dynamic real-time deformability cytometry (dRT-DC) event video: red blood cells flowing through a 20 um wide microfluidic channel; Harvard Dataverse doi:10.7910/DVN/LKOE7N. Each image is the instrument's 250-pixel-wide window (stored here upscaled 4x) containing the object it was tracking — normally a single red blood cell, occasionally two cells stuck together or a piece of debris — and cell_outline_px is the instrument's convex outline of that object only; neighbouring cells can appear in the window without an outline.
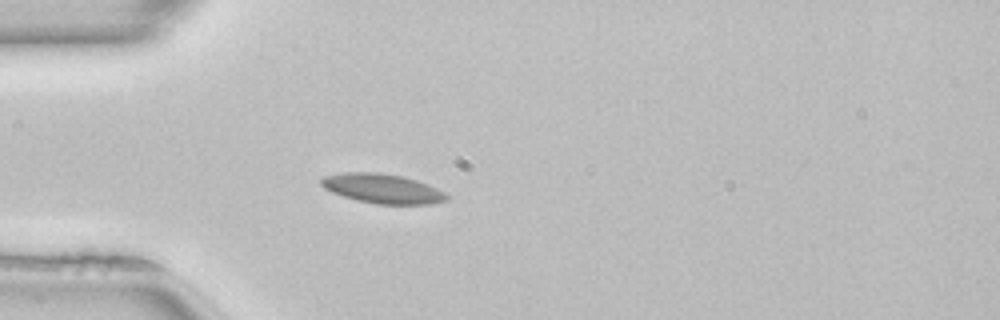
{"species": "common noctule bat (a hibernating species)", "species_latin": "Nyctalus noctula", "temperature_condition": "room temperature", "stored_images_in_passage": 45, "camera_frame_rate_fps": 3000, "um_per_image_px": 0.085, "animal": {"sex": "female", "body_mass_g": 22.7, "forearm_length_mm": 54.2}, "frame": {"image": 1, "passage_image": 14, "time_ms": 4.333, "image_size_px": [1000, 320], "cell_outline_px": [[452, 196], [448, 200], [428, 204], [376, 204], [356, 200], [332, 192], [324, 188], [320, 184], [320, 180], [324, 176], [344, 172], [380, 172], [404, 176], [428, 184]], "centroid_in_image_um": [32.53, 16.02], "position_along_channel_um": 52.5, "area_um2": 21.73}, "authors_computed_cell_mechanics": {"area_um2": 20.5768, "velocity_mm_per_s": 4.0146, "shape_relaxation_time_tau1_ms": 5.6323, "shape_relaxation_time_tau2_ms": 1.6294, "deformation_change_tau1": 0.1023, "deformation_change_tau2": 0.0594}}